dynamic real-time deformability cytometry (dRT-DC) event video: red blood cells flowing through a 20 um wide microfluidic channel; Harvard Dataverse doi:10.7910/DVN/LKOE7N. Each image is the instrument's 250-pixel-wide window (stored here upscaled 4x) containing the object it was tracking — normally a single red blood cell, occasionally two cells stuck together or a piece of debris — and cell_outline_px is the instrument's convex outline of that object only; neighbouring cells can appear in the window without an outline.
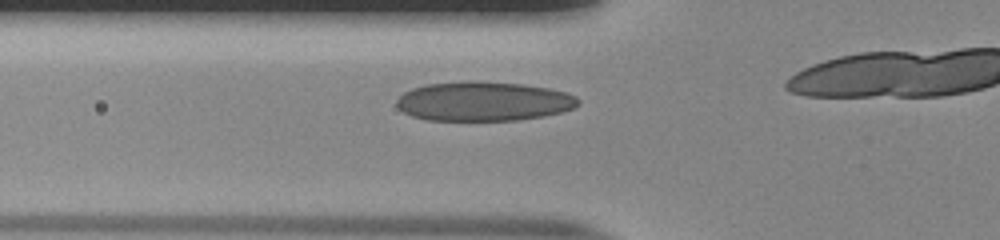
{"species": "human", "species_latin": "Homo sapiens", "temperature_condition": "room temperature", "stored_images_in_passage": 13, "camera_frame_rate_fps": 3000, "um_per_image_px": 0.085, "donor": {"sex": "male"}, "frame": {"image": 1, "passage_image": 8, "time_ms": 2.333, "image_size_px": [1000, 240], "cell_outline_px": [[580, 104], [572, 108], [560, 112], [544, 116], [516, 120], [428, 120], [412, 116], [404, 112], [396, 104], [396, 100], [404, 92], [412, 88], [428, 84], [520, 84], [548, 88], [564, 92], [576, 96], [580, 100]], "centroid_in_image_um": [41.12, 8.66], "position_along_channel_um": 84.7, "area_um2": 40.17}}
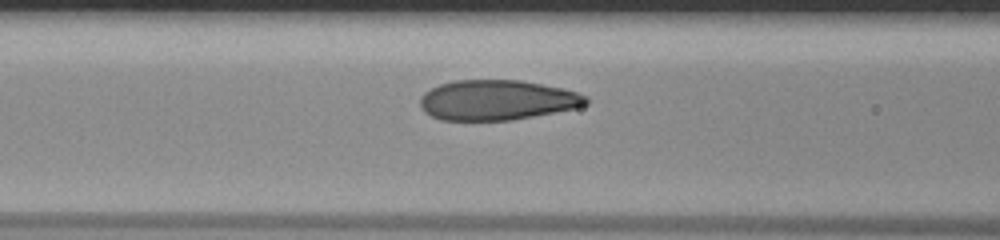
{"frame": {"image": 2, "passage_image": 11, "time_ms": 3.333, "image_size_px": [1000, 240], "cell_outline_px": [[588, 104], [576, 108], [512, 120], [440, 120], [424, 112], [420, 108], [420, 96], [424, 92], [440, 84], [456, 80], [520, 80], [560, 88], [576, 92], [588, 96]], "centroid_in_image_um": [42.22, 8.51], "position_along_channel_um": 124.4, "area_um2": 38.73}}